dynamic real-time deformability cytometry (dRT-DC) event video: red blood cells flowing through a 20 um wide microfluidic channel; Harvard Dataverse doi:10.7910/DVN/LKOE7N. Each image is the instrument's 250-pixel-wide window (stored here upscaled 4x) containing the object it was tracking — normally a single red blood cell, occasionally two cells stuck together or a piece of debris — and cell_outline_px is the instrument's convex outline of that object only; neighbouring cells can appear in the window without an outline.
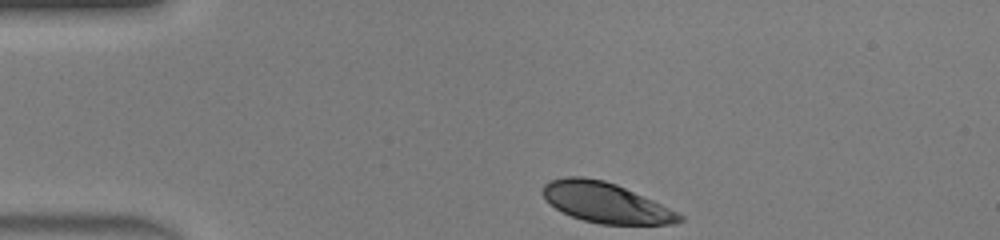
{"species": "human", "species_latin": "Homo sapiens", "temperature_condition": "warm", "stored_images_in_passage": 31, "camera_frame_rate_fps": 3000, "um_per_image_px": 0.085, "donor": {"sex": "male"}, "frame": {"image": 1, "passage_image": 1, "time_ms": 0.0, "image_size_px": [1000, 240], "cell_outline_px": [[684, 220], [672, 224], [600, 224], [584, 220], [572, 216], [556, 208], [544, 196], [544, 184], [552, 180], [564, 176], [584, 176], [604, 180], [616, 184], [652, 200], [684, 216]], "centroid_in_image_um": [51.49, 17.22], "position_along_channel_um": 33.5, "area_um2": 31.44}}
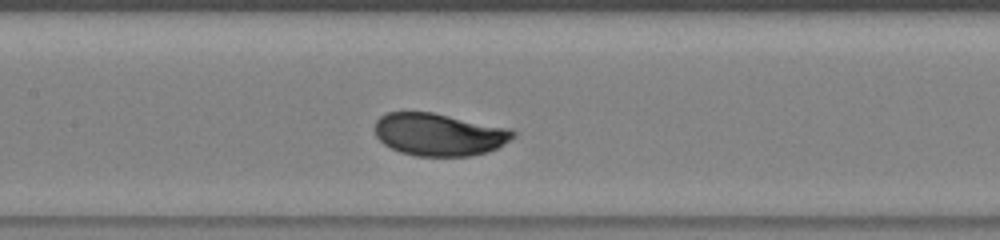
{"frame": {"image": 2, "passage_image": 14, "time_ms": 4.333, "image_size_px": [1000, 240], "cell_outline_px": [[516, 136], [496, 148], [472, 156], [416, 156], [400, 152], [384, 144], [376, 136], [376, 120], [380, 116], [388, 112], [432, 112], [512, 128], [516, 132]], "centroid_in_image_um": [37.34, 11.42], "position_along_channel_um": 170.1, "area_um2": 34.28}}
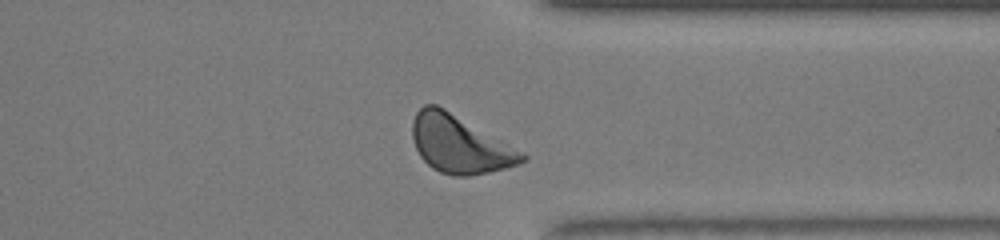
{"frame": {"image": 3, "passage_image": 28, "time_ms": 9.0, "image_size_px": [1000, 240], "cell_outline_px": [[528, 160], [504, 168], [488, 172], [468, 176], [452, 176], [440, 172], [432, 168], [420, 156], [412, 140], [412, 120], [416, 112], [424, 104], [436, 104], [444, 108], [504, 140], [528, 156]], "centroid_in_image_um": [39.06, 12.25], "position_along_channel_um": 372.3, "area_um2": 36.93}, "authors_computed_cell_mechanics": {"area_um2": 33.7552, "velocity_mm_per_s": 4.3749, "shape_relaxation_time_tau1_ms": 1.5728, "shape_relaxation_time_tau2_ms": null, "deformation_change_tau1": 0.1189, "deformation_change_tau2": null}}